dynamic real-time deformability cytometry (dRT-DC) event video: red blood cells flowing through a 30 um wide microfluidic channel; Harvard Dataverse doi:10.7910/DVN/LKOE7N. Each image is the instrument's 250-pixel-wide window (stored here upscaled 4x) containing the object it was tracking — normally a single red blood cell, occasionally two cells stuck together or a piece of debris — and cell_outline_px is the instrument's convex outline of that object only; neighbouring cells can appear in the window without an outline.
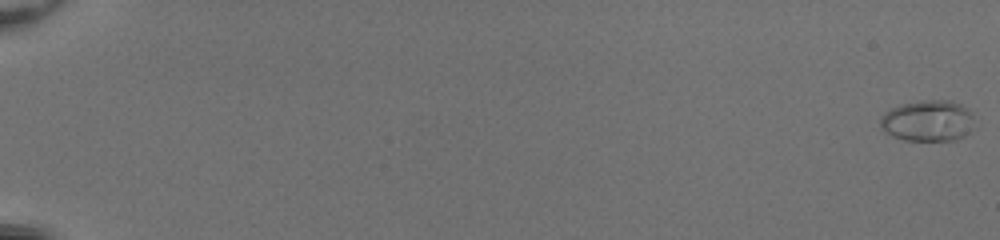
{"species": "common noctule bat (a hibernating species)", "species_latin": "Nyctalus noctula", "temperature_condition": "room temperature", "stored_images_in_passage": 53, "camera_frame_rate_fps": 3000, "um_per_image_px": 0.085, "animal": {"sex": "female", "body_mass_g": 20.0, "forearm_length_mm": 54.0}, "frame": {"image": 1, "passage_image": 1, "time_ms": 0.0, "image_size_px": [1000, 240], "cell_outline_px": [[976, 128], [964, 136], [956, 140], [904, 140], [892, 136], [884, 132], [880, 128], [880, 116], [884, 112], [900, 104], [920, 100], [952, 100], [968, 108], [972, 112]], "centroid_in_image_um": [78.89, 10.26], "position_along_channel_um": 6.1, "area_um2": 23.18}}
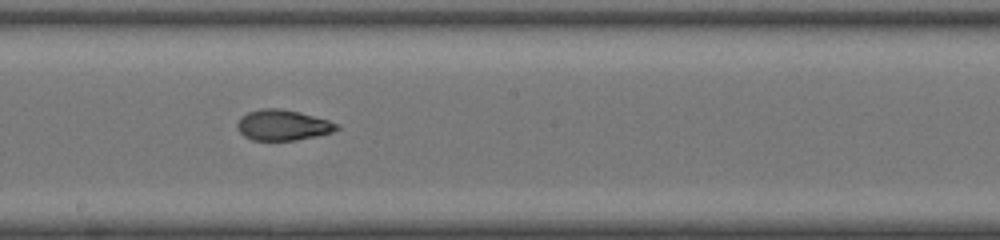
{"frame": {"image": 2, "passage_image": 33, "time_ms": 10.667, "image_size_px": [1000, 240], "cell_outline_px": [[340, 128], [332, 132], [316, 136], [296, 140], [252, 140], [244, 136], [236, 128], [236, 124], [240, 116], [248, 112], [260, 108], [280, 108], [300, 112], [328, 120], [340, 124]], "centroid_in_image_um": [24.02, 10.62], "position_along_channel_um": 224.2, "area_um2": 17.92}}
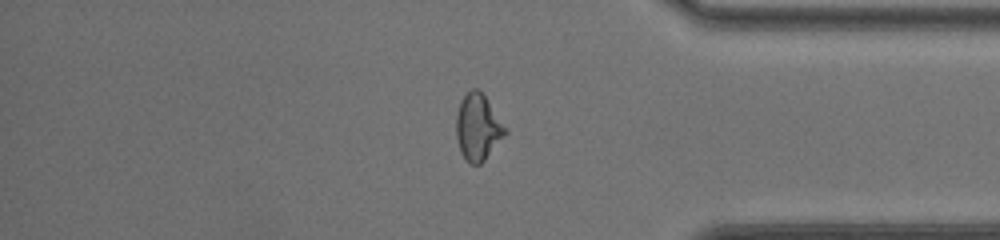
{"frame": {"image": 3, "passage_image": 46, "time_ms": 15.0, "image_size_px": [1000, 240], "cell_outline_px": [[508, 132], [484, 160], [480, 164], [468, 164], [460, 152], [456, 136], [456, 116], [460, 100], [472, 88], [476, 88], [484, 96], [508, 128]], "centroid_in_image_um": [40.62, 10.84], "position_along_channel_um": 394.6, "area_um2": 18.96}, "authors_computed_cell_mechanics": {"area_um2": 18.785, "velocity_mm_per_s": 4.2043, "shape_relaxation_time_tau1_ms": 6.5175, "shape_relaxation_time_tau2_ms": 1.1019, "deformation_change_tau1": 0.2452, "deformation_change_tau2": 0.0692}}